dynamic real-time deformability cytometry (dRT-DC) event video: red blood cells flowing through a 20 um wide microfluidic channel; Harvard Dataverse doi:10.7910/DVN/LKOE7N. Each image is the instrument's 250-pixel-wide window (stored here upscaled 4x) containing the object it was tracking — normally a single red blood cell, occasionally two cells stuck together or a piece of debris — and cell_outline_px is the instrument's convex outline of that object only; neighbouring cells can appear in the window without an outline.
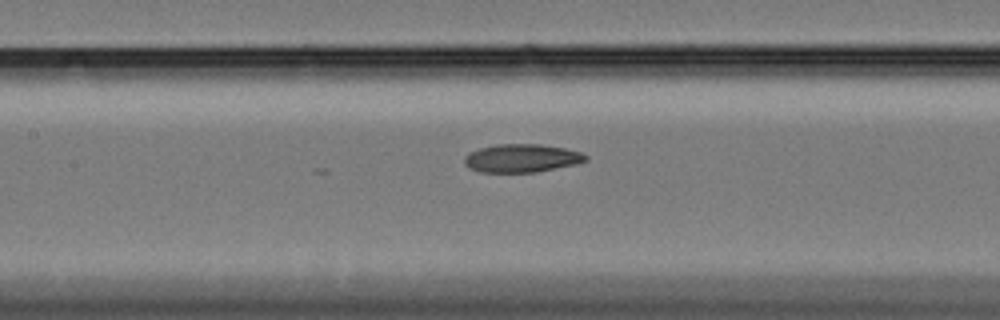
{"species": "Egyptian fruit bat (a non-hibernating species)", "species_latin": "Rousettus aegyptiacus", "temperature_condition": "cold", "stored_images_in_passage": 47, "camera_frame_rate_fps": 3000, "um_per_image_px": 0.085, "animal": {"sex": "female"}, "frame": {"image": 1, "passage_image": 23, "time_ms": 7.333, "image_size_px": [1000, 320], "cell_outline_px": [[588, 160], [576, 164], [536, 172], [480, 172], [464, 164], [464, 156], [468, 152], [480, 148], [496, 144], [540, 144], [564, 148], [580, 152], [588, 156]], "centroid_in_image_um": [44.34, 13.44], "position_along_channel_um": 163.1, "area_um2": 19.94}}
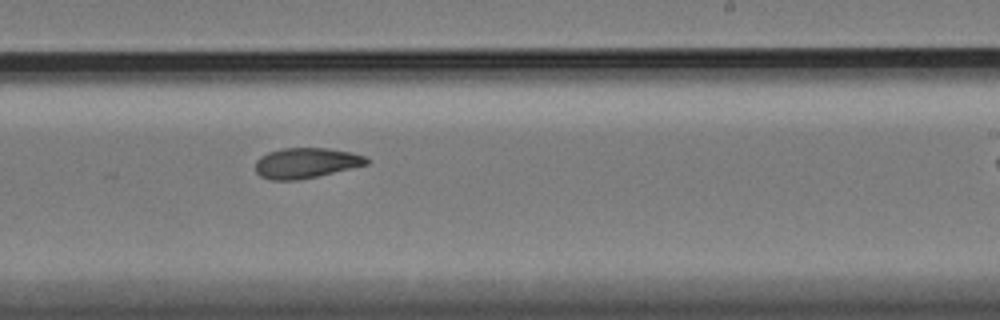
{"frame": {"image": 2, "passage_image": 32, "time_ms": 10.333, "image_size_px": [1000, 320], "cell_outline_px": [[368, 164], [316, 176], [296, 180], [272, 180], [260, 176], [256, 172], [256, 160], [260, 156], [268, 152], [280, 148], [328, 148], [352, 152], [364, 156], [368, 160]], "centroid_in_image_um": [25.97, 13.84], "position_along_channel_um": 263.0, "area_um2": 19.54}}
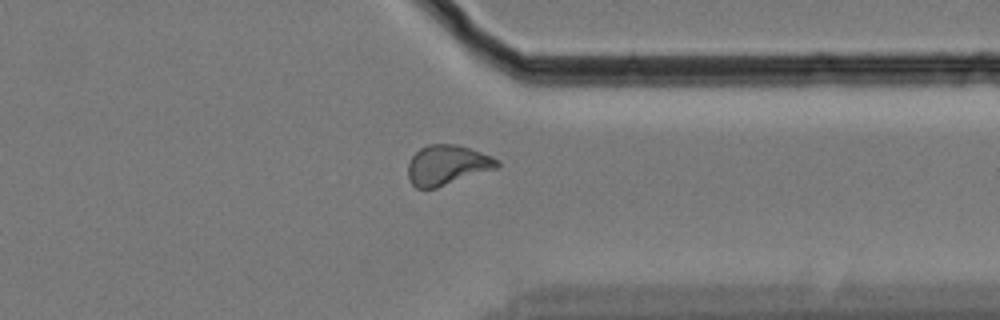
{"frame": {"image": 3, "passage_image": 42, "time_ms": 13.667, "image_size_px": [1000, 320], "cell_outline_px": [[500, 164], [496, 168], [436, 188], [416, 188], [408, 180], [408, 164], [412, 156], [420, 148], [428, 144], [456, 144], [492, 156], [500, 160]], "centroid_in_image_um": [37.99, 14.02], "position_along_channel_um": 373.4, "area_um2": 20.63}}